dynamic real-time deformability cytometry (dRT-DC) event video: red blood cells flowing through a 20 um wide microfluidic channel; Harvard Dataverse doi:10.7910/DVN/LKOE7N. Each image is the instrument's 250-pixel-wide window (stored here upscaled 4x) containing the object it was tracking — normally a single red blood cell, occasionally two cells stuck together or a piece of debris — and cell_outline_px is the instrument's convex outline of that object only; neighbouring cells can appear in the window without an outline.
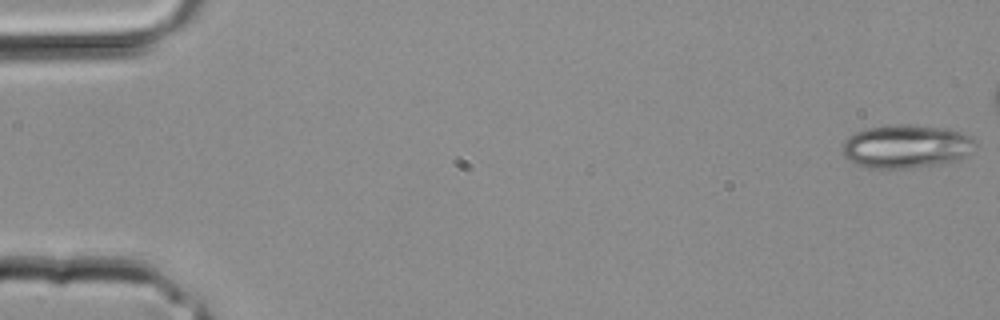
{"species": "common noctule bat (a hibernating species)", "species_latin": "Nyctalus noctula", "temperature_condition": "room temperature", "stored_images_in_passage": 31, "camera_frame_rate_fps": 3000, "um_per_image_px": 0.085, "animal": {"sex": "male", "body_mass_g": 20.4}, "frame": {"image": 1, "passage_image": 1, "time_ms": 0.0, "image_size_px": [1000, 320], "cell_outline_px": [[976, 144], [960, 160], [936, 164], [908, 168], [868, 168], [856, 164], [848, 160], [840, 152], [840, 148], [844, 140], [848, 136], [864, 128], [884, 124], [912, 124], [952, 128], [964, 132], [972, 136]], "centroid_in_image_um": [76.99, 12.41], "position_along_channel_um": 8.0, "area_um2": 34.39}}
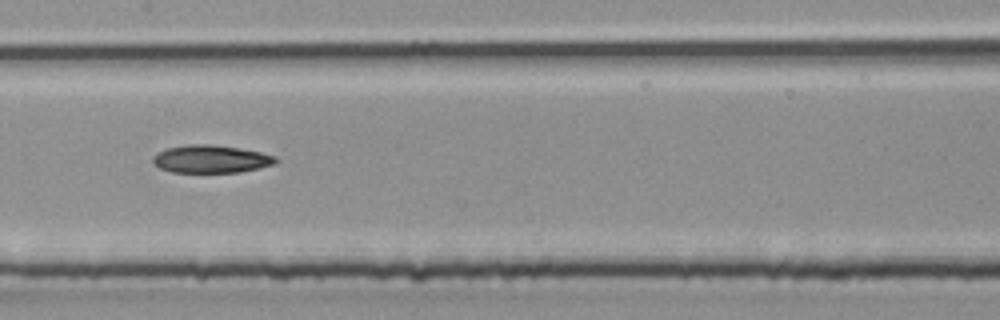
{"frame": {"image": 2, "passage_image": 18, "time_ms": 5.667, "image_size_px": [1000, 320], "cell_outline_px": [[280, 160], [276, 164], [260, 168], [240, 172], [172, 172], [160, 168], [152, 164], [152, 156], [156, 152], [168, 148], [188, 144], [208, 144], [240, 148], [260, 152], [276, 156]], "centroid_in_image_um": [17.94, 13.52], "position_along_channel_um": 189.5, "area_um2": 20.11}}
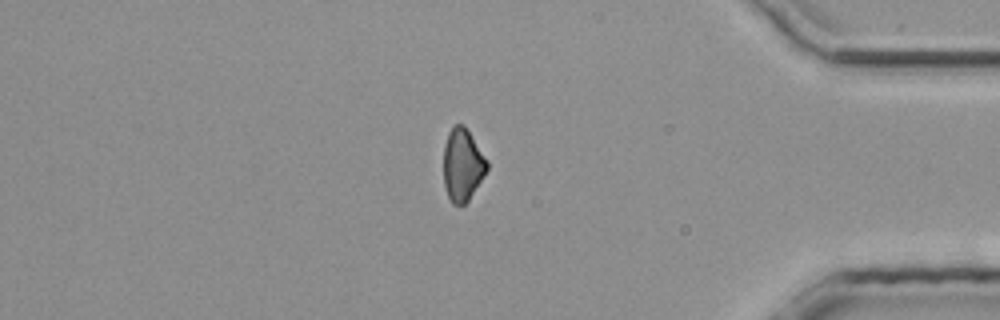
{"frame": {"image": 3, "passage_image": 30, "time_ms": 9.667, "image_size_px": [1000, 320], "cell_outline_px": [[488, 168], [468, 200], [460, 208], [452, 204], [448, 196], [444, 184], [444, 144], [448, 132], [452, 124], [464, 124], [488, 160]], "centroid_in_image_um": [39.3, 13.99], "position_along_channel_um": 395.9, "area_um2": 18.5}}